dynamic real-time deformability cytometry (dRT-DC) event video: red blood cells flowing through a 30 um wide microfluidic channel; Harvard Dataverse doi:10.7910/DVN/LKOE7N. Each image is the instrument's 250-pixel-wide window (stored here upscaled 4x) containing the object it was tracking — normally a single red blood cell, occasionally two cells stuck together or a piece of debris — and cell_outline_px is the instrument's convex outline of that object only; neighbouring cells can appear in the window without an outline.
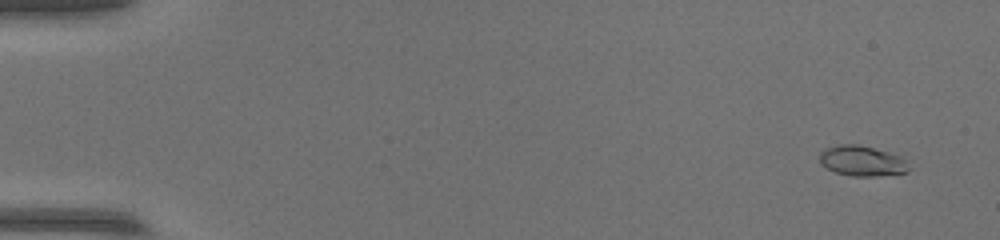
{"species": "common noctule bat (a hibernating species)", "species_latin": "Nyctalus noctula", "temperature_condition": "warm", "stored_images_in_passage": 54, "camera_frame_rate_fps": 3000, "um_per_image_px": 0.085, "animal": {"sex": "female", "body_mass_g": 17.0, "forearm_length_mm": 48.0}, "frame": {"image": 1, "passage_image": 3, "time_ms": 0.667, "image_size_px": [1000, 240], "cell_outline_px": [[912, 168], [908, 172], [876, 176], [852, 176], [836, 172], [820, 164], [820, 152], [824, 148], [836, 144], [860, 144], [888, 152], [900, 156]], "centroid_in_image_um": [73.27, 13.67], "position_along_channel_um": 11.7, "area_um2": 15.9}}
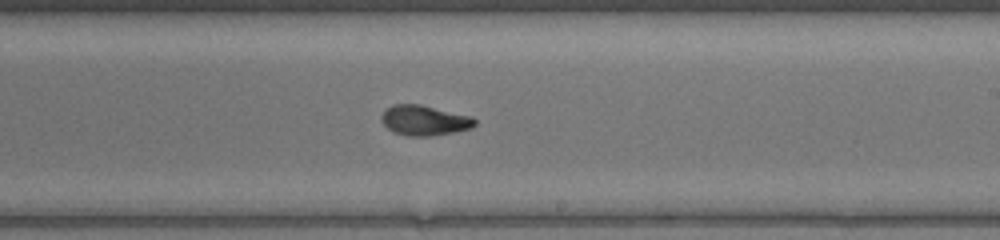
{"frame": {"image": 2, "passage_image": 33, "time_ms": 10.667, "image_size_px": [1000, 240], "cell_outline_px": [[476, 124], [472, 128], [456, 132], [428, 136], [408, 136], [392, 132], [380, 120], [380, 116], [392, 104], [420, 104], [472, 116], [476, 120]], "centroid_in_image_um": [36.08, 10.23], "position_along_channel_um": 252.9, "area_um2": 16.53}}
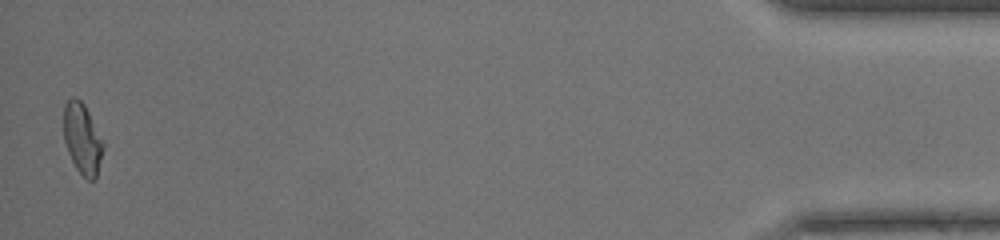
{"frame": {"image": 3, "passage_image": 53, "time_ms": 17.333, "image_size_px": [1000, 240], "cell_outline_px": [[104, 148], [96, 180], [88, 180], [76, 168], [68, 152], [64, 140], [64, 104], [72, 96], [76, 96], [84, 104], [104, 144]], "centroid_in_image_um": [7.0, 11.79], "position_along_channel_um": 428.2, "area_um2": 16.18}}